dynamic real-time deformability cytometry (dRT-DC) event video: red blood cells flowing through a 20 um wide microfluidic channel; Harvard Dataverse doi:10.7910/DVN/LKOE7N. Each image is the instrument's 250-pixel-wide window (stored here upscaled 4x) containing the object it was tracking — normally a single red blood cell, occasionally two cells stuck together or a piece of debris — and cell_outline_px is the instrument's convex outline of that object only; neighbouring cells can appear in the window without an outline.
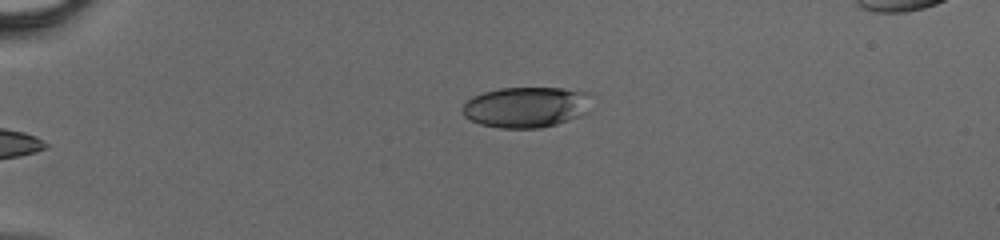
{"species": "human", "species_latin": "Homo sapiens", "temperature_condition": "cold", "stored_images_in_passage": 30, "camera_frame_rate_fps": 3000, "um_per_image_px": 0.085, "donor": {"sex": "male"}, "frame": {"image": 1, "passage_image": 1, "time_ms": 0.0, "image_size_px": [1000, 240], "cell_outline_px": [[588, 112], [580, 116], [556, 124], [540, 128], [500, 128], [480, 124], [464, 116], [460, 108], [472, 96], [484, 92], [500, 88], [564, 88], [588, 92]], "centroid_in_image_um": [44.69, 9.1], "position_along_channel_um": 40.3, "area_um2": 30.58}}
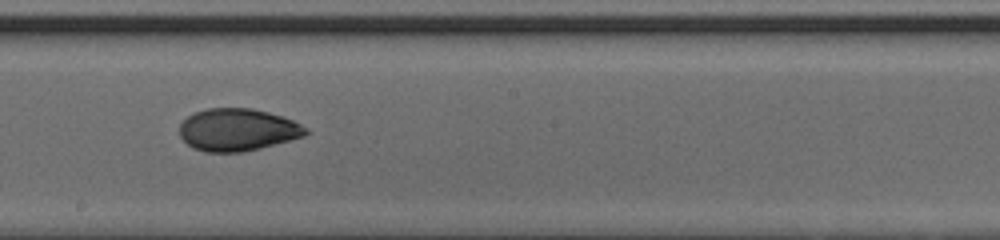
{"frame": {"image": 2, "passage_image": 17, "time_ms": 5.333, "image_size_px": [1000, 240], "cell_outline_px": [[308, 132], [304, 136], [260, 148], [244, 152], [204, 152], [192, 148], [180, 136], [180, 124], [188, 116], [196, 112], [208, 108], [252, 108], [268, 112], [292, 120], [308, 128]], "centroid_in_image_um": [20.18, 11.03], "position_along_channel_um": 228.0, "area_um2": 31.04}}
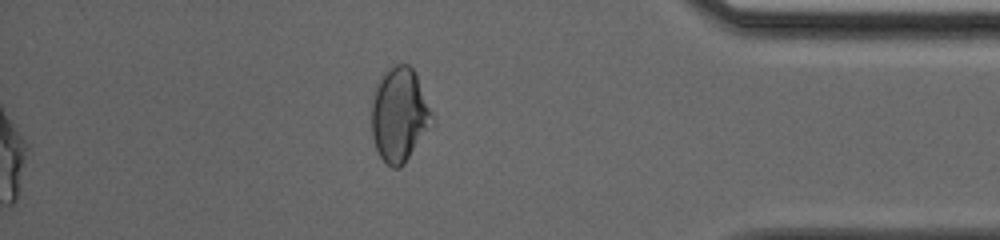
{"frame": {"image": 3, "passage_image": 30, "time_ms": 9.667, "image_size_px": [1000, 240], "cell_outline_px": [[436, 124], [404, 164], [400, 168], [392, 168], [380, 156], [376, 148], [372, 136], [372, 96], [380, 76], [388, 68], [396, 64], [408, 64], [416, 72], [432, 112]], "centroid_in_image_um": [33.99, 9.76], "position_along_channel_um": 401.2, "area_um2": 33.87}}